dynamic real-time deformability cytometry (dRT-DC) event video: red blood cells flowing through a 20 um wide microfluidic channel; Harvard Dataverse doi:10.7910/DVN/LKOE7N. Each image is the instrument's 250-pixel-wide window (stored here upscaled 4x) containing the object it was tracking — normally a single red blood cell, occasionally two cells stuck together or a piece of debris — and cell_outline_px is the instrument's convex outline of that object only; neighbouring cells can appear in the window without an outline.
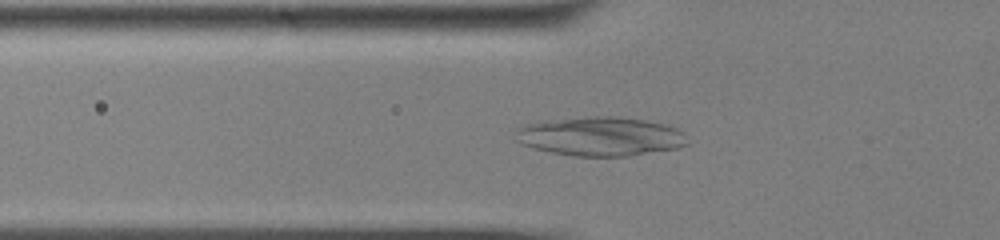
{"species": "common noctule bat (a hibernating species)", "species_latin": "Nyctalus noctula", "temperature_condition": "cold", "stored_images_in_passage": 54, "camera_frame_rate_fps": 3000, "um_per_image_px": 0.085, "animal": {"sex": "male", "body_mass_g": 13.0, "forearm_length_mm": 53.1}, "frame": {"image": 1, "passage_image": 21, "time_ms": 6.667, "image_size_px": [1000, 240], "cell_outline_px": [[688, 144], [680, 148], [628, 156], [572, 156], [532, 148], [512, 140], [516, 128], [524, 124], [544, 120], [596, 116], [612, 116], [644, 120], [664, 124], [676, 128], [684, 132]], "centroid_in_image_um": [50.98, 11.6], "position_along_channel_um": 74.8, "area_um2": 39.54}}
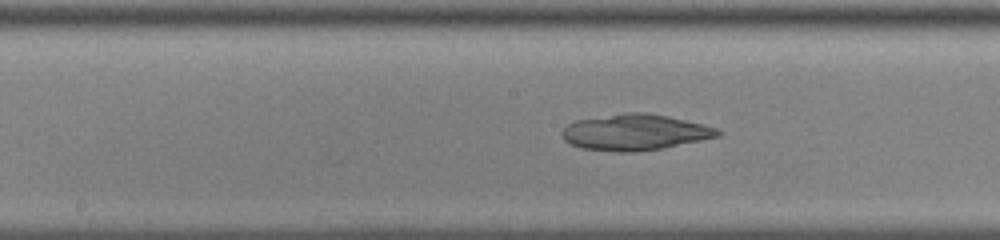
{"frame": {"image": 2, "passage_image": 31, "time_ms": 10.0, "image_size_px": [1000, 240], "cell_outline_px": [[720, 136], [664, 148], [632, 152], [616, 152], [580, 148], [564, 140], [560, 136], [560, 132], [568, 124], [576, 120], [624, 112], [644, 112], [668, 116], [704, 124], [716, 128], [720, 132]], "centroid_in_image_um": [53.94, 11.24], "position_along_channel_um": 194.3, "area_um2": 32.83}}
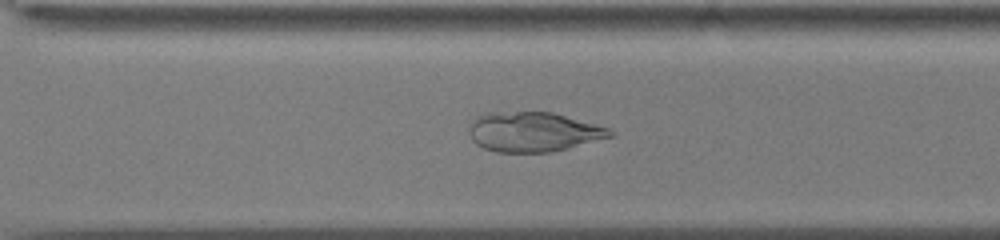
{"frame": {"image": 3, "passage_image": 42, "time_ms": 13.667, "image_size_px": [1000, 240], "cell_outline_px": [[616, 136], [552, 152], [496, 152], [484, 148], [476, 144], [472, 140], [468, 132], [468, 124], [472, 116], [488, 112], [552, 112], [608, 128], [616, 132]], "centroid_in_image_um": [45.29, 11.2], "position_along_channel_um": 325.3, "area_um2": 33.06}}